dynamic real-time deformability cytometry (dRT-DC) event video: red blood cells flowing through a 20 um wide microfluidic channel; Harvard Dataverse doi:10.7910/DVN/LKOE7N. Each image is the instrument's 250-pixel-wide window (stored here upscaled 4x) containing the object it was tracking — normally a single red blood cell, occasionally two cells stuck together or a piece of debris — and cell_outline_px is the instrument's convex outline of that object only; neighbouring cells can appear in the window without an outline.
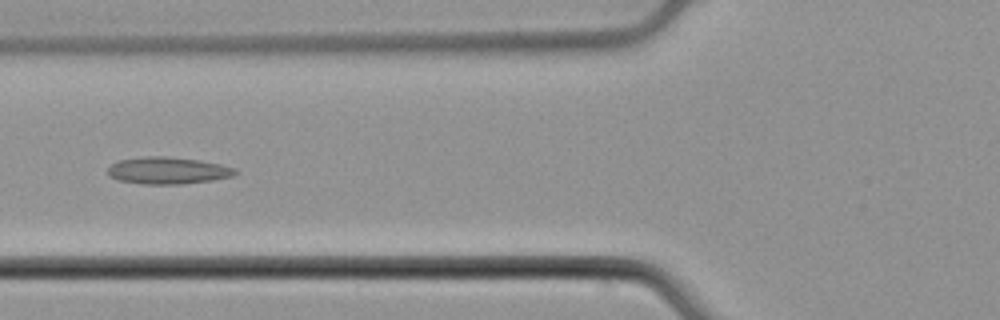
{"species": "common noctule bat (a hibernating species)", "species_latin": "Nyctalus noctula", "temperature_condition": "cold", "stored_images_in_passage": 4, "camera_frame_rate_fps": 3000, "um_per_image_px": 0.085, "animal": {"sex": "male", "body_mass_g": 21.5, "forearm_length_mm": 52.0}, "frame": {"image": 1, "passage_image": 4, "time_ms": 1.0, "image_size_px": [1000, 320], "cell_outline_px": [[240, 172], [232, 176], [212, 180], [180, 184], [144, 184], [116, 180], [108, 176], [108, 168], [112, 164], [120, 160], [148, 156], [164, 156], [200, 160], [220, 164], [236, 168]], "centroid_in_image_um": [14.28, 14.5], "position_along_channel_um": 111.5, "area_um2": 20.06}}